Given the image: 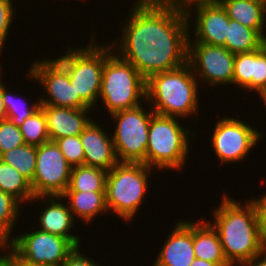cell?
<instances>
[{
	"label": "cell",
	"instance_id": "6da1fadb",
	"mask_svg": "<svg viewBox=\"0 0 266 266\" xmlns=\"http://www.w3.org/2000/svg\"><path fill=\"white\" fill-rule=\"evenodd\" d=\"M135 1L128 19L121 22V38L109 43L114 53L146 80L185 65L191 31L188 17L166 9L157 0Z\"/></svg>",
	"mask_w": 266,
	"mask_h": 266
},
{
	"label": "cell",
	"instance_id": "7a4b0ae2",
	"mask_svg": "<svg viewBox=\"0 0 266 266\" xmlns=\"http://www.w3.org/2000/svg\"><path fill=\"white\" fill-rule=\"evenodd\" d=\"M244 202L241 205L224 193L219 207L213 210L214 221H208L217 231L224 256L231 266H238L266 250L256 209L250 200Z\"/></svg>",
	"mask_w": 266,
	"mask_h": 266
},
{
	"label": "cell",
	"instance_id": "3957f363",
	"mask_svg": "<svg viewBox=\"0 0 266 266\" xmlns=\"http://www.w3.org/2000/svg\"><path fill=\"white\" fill-rule=\"evenodd\" d=\"M190 65L152 75L146 80V101L155 114L185 117L197 114L199 109V82Z\"/></svg>",
	"mask_w": 266,
	"mask_h": 266
},
{
	"label": "cell",
	"instance_id": "277c9868",
	"mask_svg": "<svg viewBox=\"0 0 266 266\" xmlns=\"http://www.w3.org/2000/svg\"><path fill=\"white\" fill-rule=\"evenodd\" d=\"M188 128L181 126L178 117L154 114L149 124L146 165L161 172L183 169L190 153V137L195 139L197 134Z\"/></svg>",
	"mask_w": 266,
	"mask_h": 266
},
{
	"label": "cell",
	"instance_id": "5b68a950",
	"mask_svg": "<svg viewBox=\"0 0 266 266\" xmlns=\"http://www.w3.org/2000/svg\"><path fill=\"white\" fill-rule=\"evenodd\" d=\"M99 98L109 115L146 101V79L131 63L114 54L110 44L107 45Z\"/></svg>",
	"mask_w": 266,
	"mask_h": 266
},
{
	"label": "cell",
	"instance_id": "8992f818",
	"mask_svg": "<svg viewBox=\"0 0 266 266\" xmlns=\"http://www.w3.org/2000/svg\"><path fill=\"white\" fill-rule=\"evenodd\" d=\"M151 169L143 163H118L108 171L105 192L111 213L133 220L147 194Z\"/></svg>",
	"mask_w": 266,
	"mask_h": 266
},
{
	"label": "cell",
	"instance_id": "52a82bcc",
	"mask_svg": "<svg viewBox=\"0 0 266 266\" xmlns=\"http://www.w3.org/2000/svg\"><path fill=\"white\" fill-rule=\"evenodd\" d=\"M95 36H90L88 46L70 47L65 54L55 59L68 72L71 85L75 89V97H81L93 110L99 100L102 74L107 60V45H98Z\"/></svg>",
	"mask_w": 266,
	"mask_h": 266
},
{
	"label": "cell",
	"instance_id": "ba28073f",
	"mask_svg": "<svg viewBox=\"0 0 266 266\" xmlns=\"http://www.w3.org/2000/svg\"><path fill=\"white\" fill-rule=\"evenodd\" d=\"M139 105L131 109L111 113L116 123L112 136L119 163H143L146 165L149 124L155 112L150 107L147 112Z\"/></svg>",
	"mask_w": 266,
	"mask_h": 266
},
{
	"label": "cell",
	"instance_id": "9c48e42d",
	"mask_svg": "<svg viewBox=\"0 0 266 266\" xmlns=\"http://www.w3.org/2000/svg\"><path fill=\"white\" fill-rule=\"evenodd\" d=\"M13 236L7 253L24 266H61L76 248L67 238L39 230Z\"/></svg>",
	"mask_w": 266,
	"mask_h": 266
},
{
	"label": "cell",
	"instance_id": "30bf717a",
	"mask_svg": "<svg viewBox=\"0 0 266 266\" xmlns=\"http://www.w3.org/2000/svg\"><path fill=\"white\" fill-rule=\"evenodd\" d=\"M210 140L221 164L235 163L247 158L251 149L262 140L263 134L248 122L236 117H221L215 124Z\"/></svg>",
	"mask_w": 266,
	"mask_h": 266
},
{
	"label": "cell",
	"instance_id": "8fae6325",
	"mask_svg": "<svg viewBox=\"0 0 266 266\" xmlns=\"http://www.w3.org/2000/svg\"><path fill=\"white\" fill-rule=\"evenodd\" d=\"M49 59L35 60L30 65L29 71H26L28 72L26 76L37 80V83L46 91L47 97L43 95L38 99L40 104L73 109H92L81 97H75V89L71 85L68 72L55 59Z\"/></svg>",
	"mask_w": 266,
	"mask_h": 266
},
{
	"label": "cell",
	"instance_id": "7c38bea8",
	"mask_svg": "<svg viewBox=\"0 0 266 266\" xmlns=\"http://www.w3.org/2000/svg\"><path fill=\"white\" fill-rule=\"evenodd\" d=\"M36 168L30 182L35 196L62 195L69 184L72 166L55 141L36 146Z\"/></svg>",
	"mask_w": 266,
	"mask_h": 266
},
{
	"label": "cell",
	"instance_id": "4fadbf2b",
	"mask_svg": "<svg viewBox=\"0 0 266 266\" xmlns=\"http://www.w3.org/2000/svg\"><path fill=\"white\" fill-rule=\"evenodd\" d=\"M234 59L235 54L224 46L188 43L187 63L196 78H199L198 82H205L213 87L230 86L233 81Z\"/></svg>",
	"mask_w": 266,
	"mask_h": 266
},
{
	"label": "cell",
	"instance_id": "5bb4252c",
	"mask_svg": "<svg viewBox=\"0 0 266 266\" xmlns=\"http://www.w3.org/2000/svg\"><path fill=\"white\" fill-rule=\"evenodd\" d=\"M153 263V266H190L193 250V220H178Z\"/></svg>",
	"mask_w": 266,
	"mask_h": 266
},
{
	"label": "cell",
	"instance_id": "9a60e30c",
	"mask_svg": "<svg viewBox=\"0 0 266 266\" xmlns=\"http://www.w3.org/2000/svg\"><path fill=\"white\" fill-rule=\"evenodd\" d=\"M92 119L80 134L84 148V165L109 171L118 164L112 137Z\"/></svg>",
	"mask_w": 266,
	"mask_h": 266
},
{
	"label": "cell",
	"instance_id": "2e32d148",
	"mask_svg": "<svg viewBox=\"0 0 266 266\" xmlns=\"http://www.w3.org/2000/svg\"><path fill=\"white\" fill-rule=\"evenodd\" d=\"M40 199L48 206L44 204L42 206L45 208H42L43 210L39 215V225H37L40 226L39 230L67 238L75 247L81 246L78 235L76 236L71 232L75 226V216L72 215L68 204H63V197L61 195L35 196L32 201L36 202Z\"/></svg>",
	"mask_w": 266,
	"mask_h": 266
},
{
	"label": "cell",
	"instance_id": "e0dca14e",
	"mask_svg": "<svg viewBox=\"0 0 266 266\" xmlns=\"http://www.w3.org/2000/svg\"><path fill=\"white\" fill-rule=\"evenodd\" d=\"M196 13V14H195ZM194 39L189 38L188 43H205L209 45L224 46L228 31L229 17L220 3L206 5L195 9ZM191 39V40H190Z\"/></svg>",
	"mask_w": 266,
	"mask_h": 266
},
{
	"label": "cell",
	"instance_id": "ac0fdd59",
	"mask_svg": "<svg viewBox=\"0 0 266 266\" xmlns=\"http://www.w3.org/2000/svg\"><path fill=\"white\" fill-rule=\"evenodd\" d=\"M40 108L46 116L50 141L66 136L80 135L92 120L87 115L92 109H73L50 105H41Z\"/></svg>",
	"mask_w": 266,
	"mask_h": 266
},
{
	"label": "cell",
	"instance_id": "d6986e66",
	"mask_svg": "<svg viewBox=\"0 0 266 266\" xmlns=\"http://www.w3.org/2000/svg\"><path fill=\"white\" fill-rule=\"evenodd\" d=\"M229 19L256 30L264 38L266 0H219Z\"/></svg>",
	"mask_w": 266,
	"mask_h": 266
},
{
	"label": "cell",
	"instance_id": "ffe728a7",
	"mask_svg": "<svg viewBox=\"0 0 266 266\" xmlns=\"http://www.w3.org/2000/svg\"><path fill=\"white\" fill-rule=\"evenodd\" d=\"M193 250L195 257L217 263L220 266H231L223 252L220 237L212 225L204 219L193 220Z\"/></svg>",
	"mask_w": 266,
	"mask_h": 266
},
{
	"label": "cell",
	"instance_id": "44dd1931",
	"mask_svg": "<svg viewBox=\"0 0 266 266\" xmlns=\"http://www.w3.org/2000/svg\"><path fill=\"white\" fill-rule=\"evenodd\" d=\"M61 196L65 201L68 200L66 204H68L72 215H76L86 223L92 222L99 213L109 212L106 192L65 191Z\"/></svg>",
	"mask_w": 266,
	"mask_h": 266
},
{
	"label": "cell",
	"instance_id": "7402d4cb",
	"mask_svg": "<svg viewBox=\"0 0 266 266\" xmlns=\"http://www.w3.org/2000/svg\"><path fill=\"white\" fill-rule=\"evenodd\" d=\"M264 38L254 29L229 19L224 47L233 54L248 53L263 46Z\"/></svg>",
	"mask_w": 266,
	"mask_h": 266
},
{
	"label": "cell",
	"instance_id": "603a6c76",
	"mask_svg": "<svg viewBox=\"0 0 266 266\" xmlns=\"http://www.w3.org/2000/svg\"><path fill=\"white\" fill-rule=\"evenodd\" d=\"M107 173L108 171L97 167L74 166L66 191L105 192Z\"/></svg>",
	"mask_w": 266,
	"mask_h": 266
},
{
	"label": "cell",
	"instance_id": "cb8c5ba5",
	"mask_svg": "<svg viewBox=\"0 0 266 266\" xmlns=\"http://www.w3.org/2000/svg\"><path fill=\"white\" fill-rule=\"evenodd\" d=\"M0 189L21 204L32 202L34 194L30 181L11 165L0 160Z\"/></svg>",
	"mask_w": 266,
	"mask_h": 266
},
{
	"label": "cell",
	"instance_id": "d4e9b609",
	"mask_svg": "<svg viewBox=\"0 0 266 266\" xmlns=\"http://www.w3.org/2000/svg\"><path fill=\"white\" fill-rule=\"evenodd\" d=\"M36 158V146L28 144L15 147L0 155V160L11 165L30 182L32 181L35 172Z\"/></svg>",
	"mask_w": 266,
	"mask_h": 266
},
{
	"label": "cell",
	"instance_id": "484cf974",
	"mask_svg": "<svg viewBox=\"0 0 266 266\" xmlns=\"http://www.w3.org/2000/svg\"><path fill=\"white\" fill-rule=\"evenodd\" d=\"M4 83L2 81V97L6 110V118L19 127L28 117L40 109V100H35L29 106V103L25 101L26 99L23 100L21 97L18 99L17 95L11 94V91H9V88Z\"/></svg>",
	"mask_w": 266,
	"mask_h": 266
},
{
	"label": "cell",
	"instance_id": "4316f807",
	"mask_svg": "<svg viewBox=\"0 0 266 266\" xmlns=\"http://www.w3.org/2000/svg\"><path fill=\"white\" fill-rule=\"evenodd\" d=\"M21 205L17 199L0 189V242L5 245L13 236L12 231L19 221L17 218L20 216Z\"/></svg>",
	"mask_w": 266,
	"mask_h": 266
},
{
	"label": "cell",
	"instance_id": "83f0119b",
	"mask_svg": "<svg viewBox=\"0 0 266 266\" xmlns=\"http://www.w3.org/2000/svg\"><path fill=\"white\" fill-rule=\"evenodd\" d=\"M19 129L23 135L25 144L40 146L50 141L46 116L41 108L28 117L26 121L19 126Z\"/></svg>",
	"mask_w": 266,
	"mask_h": 266
},
{
	"label": "cell",
	"instance_id": "f1b7e54d",
	"mask_svg": "<svg viewBox=\"0 0 266 266\" xmlns=\"http://www.w3.org/2000/svg\"><path fill=\"white\" fill-rule=\"evenodd\" d=\"M255 77V51L235 54L232 84L253 92Z\"/></svg>",
	"mask_w": 266,
	"mask_h": 266
},
{
	"label": "cell",
	"instance_id": "f546056e",
	"mask_svg": "<svg viewBox=\"0 0 266 266\" xmlns=\"http://www.w3.org/2000/svg\"><path fill=\"white\" fill-rule=\"evenodd\" d=\"M55 143L72 167L84 165L85 155L80 135L62 137L56 139Z\"/></svg>",
	"mask_w": 266,
	"mask_h": 266
},
{
	"label": "cell",
	"instance_id": "4dcf8cb0",
	"mask_svg": "<svg viewBox=\"0 0 266 266\" xmlns=\"http://www.w3.org/2000/svg\"><path fill=\"white\" fill-rule=\"evenodd\" d=\"M25 145V141L18 126L5 119L0 123V155L15 147Z\"/></svg>",
	"mask_w": 266,
	"mask_h": 266
},
{
	"label": "cell",
	"instance_id": "1f68e13d",
	"mask_svg": "<svg viewBox=\"0 0 266 266\" xmlns=\"http://www.w3.org/2000/svg\"><path fill=\"white\" fill-rule=\"evenodd\" d=\"M163 7L171 10L174 13L188 17L189 25L193 24L190 7H195L196 9L202 8L206 5H213L219 3V0H157ZM191 17V20H190ZM191 22V23H190Z\"/></svg>",
	"mask_w": 266,
	"mask_h": 266
},
{
	"label": "cell",
	"instance_id": "d6a6232c",
	"mask_svg": "<svg viewBox=\"0 0 266 266\" xmlns=\"http://www.w3.org/2000/svg\"><path fill=\"white\" fill-rule=\"evenodd\" d=\"M13 0H0V54L4 51V45L7 40L9 28H11L15 9L13 7ZM2 51V52H1Z\"/></svg>",
	"mask_w": 266,
	"mask_h": 266
},
{
	"label": "cell",
	"instance_id": "836d02e7",
	"mask_svg": "<svg viewBox=\"0 0 266 266\" xmlns=\"http://www.w3.org/2000/svg\"><path fill=\"white\" fill-rule=\"evenodd\" d=\"M266 88V48L264 45L255 50V77H253V91Z\"/></svg>",
	"mask_w": 266,
	"mask_h": 266
},
{
	"label": "cell",
	"instance_id": "e575fe53",
	"mask_svg": "<svg viewBox=\"0 0 266 266\" xmlns=\"http://www.w3.org/2000/svg\"><path fill=\"white\" fill-rule=\"evenodd\" d=\"M261 196L259 198H252L250 201L253 203L256 209L259 227L261 231V238L263 245L266 249V192L264 195Z\"/></svg>",
	"mask_w": 266,
	"mask_h": 266
},
{
	"label": "cell",
	"instance_id": "d590c367",
	"mask_svg": "<svg viewBox=\"0 0 266 266\" xmlns=\"http://www.w3.org/2000/svg\"><path fill=\"white\" fill-rule=\"evenodd\" d=\"M80 246L76 247L62 263L61 266H99L94 259L88 258L80 251Z\"/></svg>",
	"mask_w": 266,
	"mask_h": 266
},
{
	"label": "cell",
	"instance_id": "8d00e7d4",
	"mask_svg": "<svg viewBox=\"0 0 266 266\" xmlns=\"http://www.w3.org/2000/svg\"><path fill=\"white\" fill-rule=\"evenodd\" d=\"M238 265L240 266L241 265L242 266H266V250L263 253L253 257L251 260H248Z\"/></svg>",
	"mask_w": 266,
	"mask_h": 266
},
{
	"label": "cell",
	"instance_id": "74e56055",
	"mask_svg": "<svg viewBox=\"0 0 266 266\" xmlns=\"http://www.w3.org/2000/svg\"><path fill=\"white\" fill-rule=\"evenodd\" d=\"M2 65L0 64V69L2 70L3 67H1ZM1 70H0V123L7 119L6 118V110H5V105L3 102V97H2V78H1Z\"/></svg>",
	"mask_w": 266,
	"mask_h": 266
},
{
	"label": "cell",
	"instance_id": "f35d334b",
	"mask_svg": "<svg viewBox=\"0 0 266 266\" xmlns=\"http://www.w3.org/2000/svg\"><path fill=\"white\" fill-rule=\"evenodd\" d=\"M190 266H220L217 263H213L207 260L195 258Z\"/></svg>",
	"mask_w": 266,
	"mask_h": 266
},
{
	"label": "cell",
	"instance_id": "ab89813d",
	"mask_svg": "<svg viewBox=\"0 0 266 266\" xmlns=\"http://www.w3.org/2000/svg\"><path fill=\"white\" fill-rule=\"evenodd\" d=\"M3 266H24L16 262L8 253L5 252Z\"/></svg>",
	"mask_w": 266,
	"mask_h": 266
},
{
	"label": "cell",
	"instance_id": "60d3db41",
	"mask_svg": "<svg viewBox=\"0 0 266 266\" xmlns=\"http://www.w3.org/2000/svg\"><path fill=\"white\" fill-rule=\"evenodd\" d=\"M0 251L2 254H3V251L5 252L7 251L6 245L2 242H0ZM1 253H0V266H3L5 253L3 255Z\"/></svg>",
	"mask_w": 266,
	"mask_h": 266
},
{
	"label": "cell",
	"instance_id": "b9f144b4",
	"mask_svg": "<svg viewBox=\"0 0 266 266\" xmlns=\"http://www.w3.org/2000/svg\"><path fill=\"white\" fill-rule=\"evenodd\" d=\"M260 99L262 98V103H264V106H266V88H263L258 91Z\"/></svg>",
	"mask_w": 266,
	"mask_h": 266
},
{
	"label": "cell",
	"instance_id": "7bdbcfd3",
	"mask_svg": "<svg viewBox=\"0 0 266 266\" xmlns=\"http://www.w3.org/2000/svg\"><path fill=\"white\" fill-rule=\"evenodd\" d=\"M263 45H264V47L266 48V33H265V35H264Z\"/></svg>",
	"mask_w": 266,
	"mask_h": 266
}]
</instances>
